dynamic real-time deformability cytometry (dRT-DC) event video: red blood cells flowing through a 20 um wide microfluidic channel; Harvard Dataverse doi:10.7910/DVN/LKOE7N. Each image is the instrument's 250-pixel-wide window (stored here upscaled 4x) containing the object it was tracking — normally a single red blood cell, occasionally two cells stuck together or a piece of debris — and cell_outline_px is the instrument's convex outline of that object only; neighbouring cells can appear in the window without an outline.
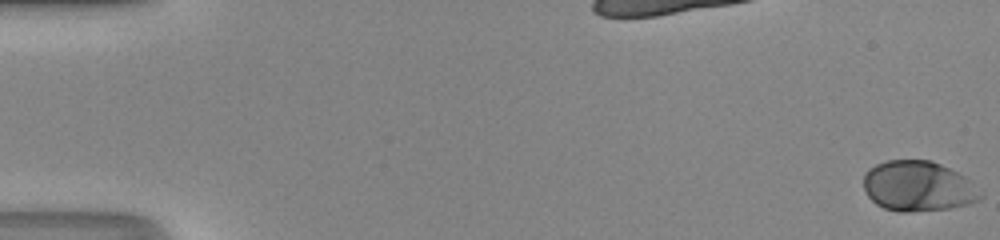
{"species": "human", "species_latin": "Homo sapiens", "temperature_condition": "room temperature", "stored_images_in_passage": 51, "camera_frame_rate_fps": 3000, "um_per_image_px": 0.085, "donor": {"sex": "male"}, "frame": {"image": 1, "passage_image": 1, "time_ms": 0.0, "image_size_px": [1000, 240], "cell_outline_px": [[984, 196], [980, 200], [968, 204], [948, 208], [908, 212], [900, 212], [884, 208], [876, 204], [868, 196], [864, 188], [864, 176], [868, 168], [876, 164], [888, 160], [932, 160], [964, 176]], "centroid_in_image_um": [78.01, 15.83], "position_along_channel_um": 7.0, "area_um2": 34.04}}
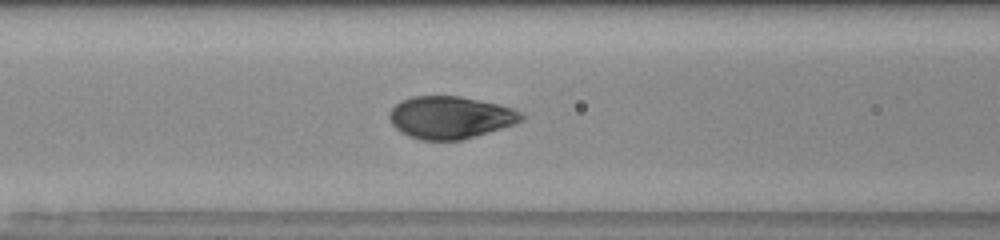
{"frame": {"image": 2, "passage_image": 23, "time_ms": 7.333, "image_size_px": [1000, 240], "cell_outline_px": [[524, 120], [516, 124], [460, 140], [420, 140], [408, 136], [396, 128], [392, 124], [388, 116], [388, 112], [400, 100], [412, 96], [460, 96], [500, 104], [512, 108], [520, 112], [524, 116]], "centroid_in_image_um": [38.27, 9.97], "position_along_channel_um": 128.3, "area_um2": 32.71}}
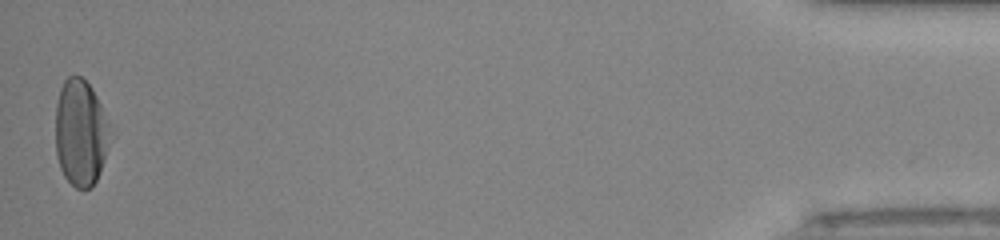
{"frame": {"image": 3, "passage_image": 51, "time_ms": 16.667, "image_size_px": [1000, 240], "cell_outline_px": [[116, 136], [100, 172], [96, 180], [88, 188], [76, 188], [64, 176], [60, 168], [56, 156], [56, 104], [60, 88], [64, 80], [68, 76], [80, 76], [92, 88], [116, 132]], "centroid_in_image_um": [6.93, 11.28], "position_along_channel_um": 428.3, "area_um2": 35.03}, "authors_computed_cell_mechanics": {"area_um2": 33.4084, "velocity_mm_per_s": 4.192, "shape_relaxation_time_tau1_ms": 2.4975, "shape_relaxation_time_tau2_ms": null, "deformation_change_tau1": 0.1492, "deformation_change_tau2": null}}